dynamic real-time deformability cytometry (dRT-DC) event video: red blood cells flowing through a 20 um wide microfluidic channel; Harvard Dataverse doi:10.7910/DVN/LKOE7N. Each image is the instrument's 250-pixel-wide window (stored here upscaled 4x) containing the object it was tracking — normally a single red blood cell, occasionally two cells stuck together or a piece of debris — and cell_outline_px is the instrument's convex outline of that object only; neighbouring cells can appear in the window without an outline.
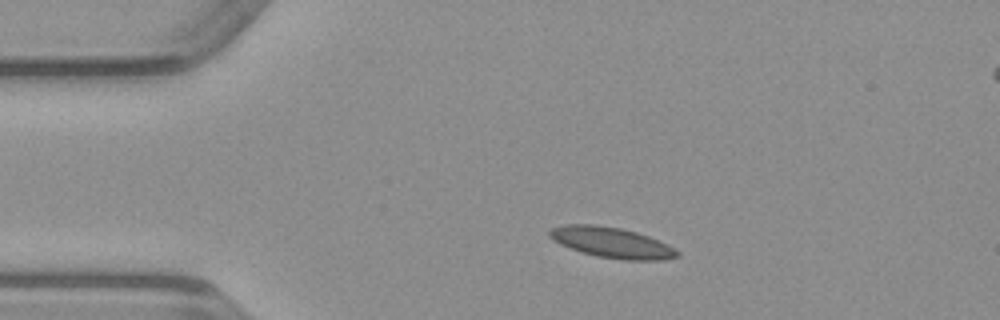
{"species": "common noctule bat (a hibernating species)", "species_latin": "Nyctalus noctula", "temperature_condition": "warm", "stored_images_in_passage": 42, "camera_frame_rate_fps": 3000, "um_per_image_px": 0.085, "animal": {"sex": "male", "body_mass_g": 23.1, "forearm_length_mm": 52.7}, "frame": {"image": 1, "passage_image": 1, "time_ms": 0.0, "image_size_px": [1000, 320], "cell_outline_px": [[680, 256], [664, 260], [624, 260], [596, 256], [580, 252], [560, 244], [552, 240], [548, 236], [548, 232], [552, 228], [568, 224], [596, 224], [620, 228], [636, 232], [648, 236], [668, 244], [680, 252]], "centroid_in_image_um": [52.0, 20.62], "position_along_channel_um": 33.0, "area_um2": 22.89}}
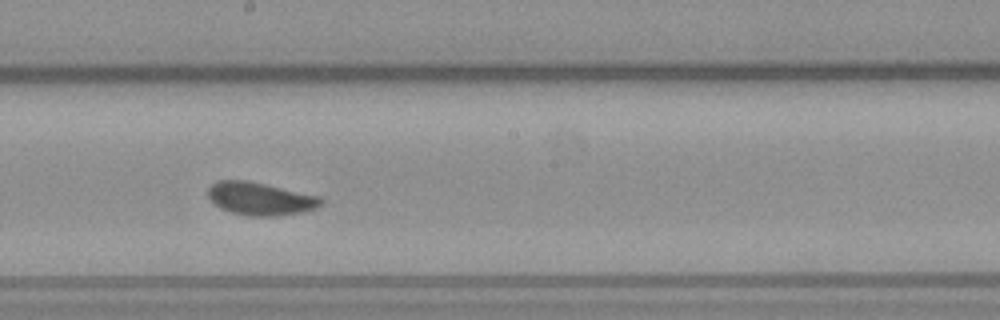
{"frame": {"image": 2, "passage_image": 18, "time_ms": 5.667, "image_size_px": [1000, 320], "cell_outline_px": [[324, 204], [316, 208], [304, 212], [280, 216], [248, 216], [232, 212], [220, 208], [212, 204], [208, 196], [208, 188], [216, 180], [248, 180], [320, 196], [324, 200]], "centroid_in_image_um": [22.13, 16.89], "position_along_channel_um": 226.1, "area_um2": 22.02}}
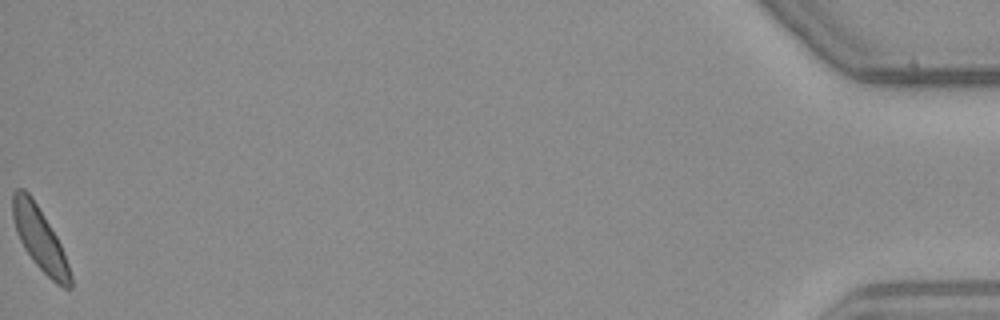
{"frame": {"image": 3, "passage_image": 41, "time_ms": 13.333, "image_size_px": [1000, 320], "cell_outline_px": [[72, 288], [64, 288], [56, 284], [32, 260], [24, 248], [16, 232], [12, 216], [12, 192], [16, 188], [24, 188], [32, 196], [56, 236], [64, 252], [72, 276]], "centroid_in_image_um": [3.37, 20.28], "position_along_channel_um": 431.8, "area_um2": 21.1}}